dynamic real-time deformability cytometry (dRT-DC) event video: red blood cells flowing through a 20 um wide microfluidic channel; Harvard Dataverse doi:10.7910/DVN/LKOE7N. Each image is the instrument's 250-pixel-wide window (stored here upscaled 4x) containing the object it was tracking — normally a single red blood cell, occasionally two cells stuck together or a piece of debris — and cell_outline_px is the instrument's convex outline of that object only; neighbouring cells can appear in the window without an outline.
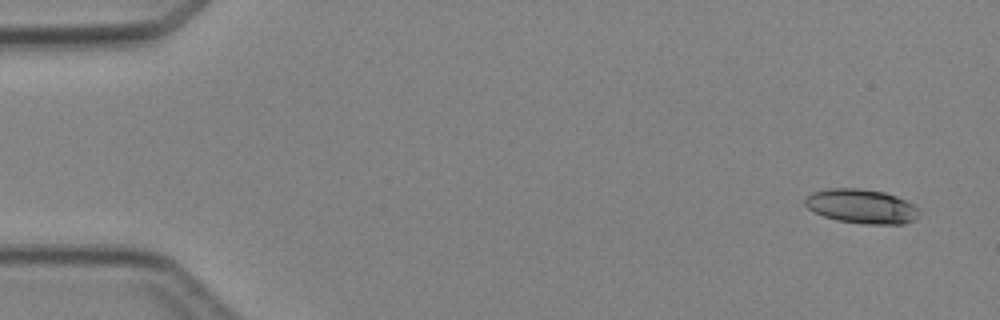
{"species": "Egyptian fruit bat (a non-hibernating species)", "species_latin": "Rousettus aegyptiacus", "temperature_condition": "cold", "stored_images_in_passage": 4, "camera_frame_rate_fps": 3000, "um_per_image_px": 0.085, "animal": {"sex": "female"}, "frame": {"image": 1, "passage_image": 1, "time_ms": 0.0, "image_size_px": [1000, 320], "cell_outline_px": [[920, 216], [904, 224], [864, 224], [836, 220], [824, 216], [808, 208], [804, 204], [804, 196], [812, 192], [828, 188], [860, 188], [884, 192], [896, 196], [912, 204], [920, 212]], "centroid_in_image_um": [73.2, 17.53], "position_along_channel_um": 11.8, "area_um2": 22.89}}
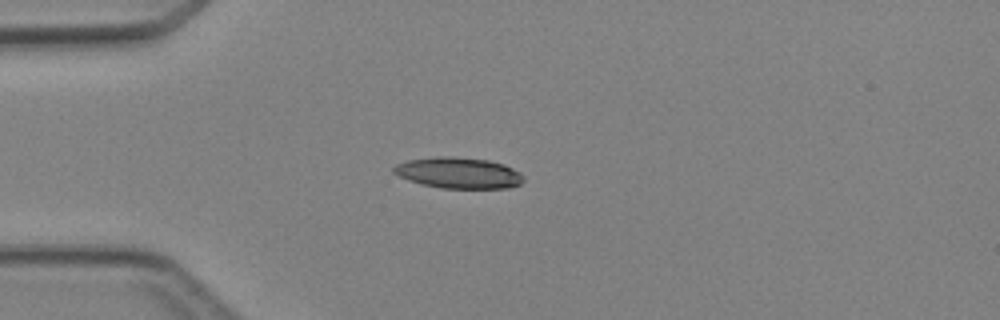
{"frame": {"image": 2, "passage_image": 4, "time_ms": 3.333, "image_size_px": [1000, 320], "cell_outline_px": [[524, 180], [520, 184], [508, 188], [440, 188], [420, 184], [408, 180], [392, 172], [392, 168], [396, 164], [408, 160], [436, 156], [452, 156], [488, 160], [504, 164], [520, 172], [524, 176]], "centroid_in_image_um": [38.97, 14.69], "position_along_channel_um": 46.0, "area_um2": 23.64}}